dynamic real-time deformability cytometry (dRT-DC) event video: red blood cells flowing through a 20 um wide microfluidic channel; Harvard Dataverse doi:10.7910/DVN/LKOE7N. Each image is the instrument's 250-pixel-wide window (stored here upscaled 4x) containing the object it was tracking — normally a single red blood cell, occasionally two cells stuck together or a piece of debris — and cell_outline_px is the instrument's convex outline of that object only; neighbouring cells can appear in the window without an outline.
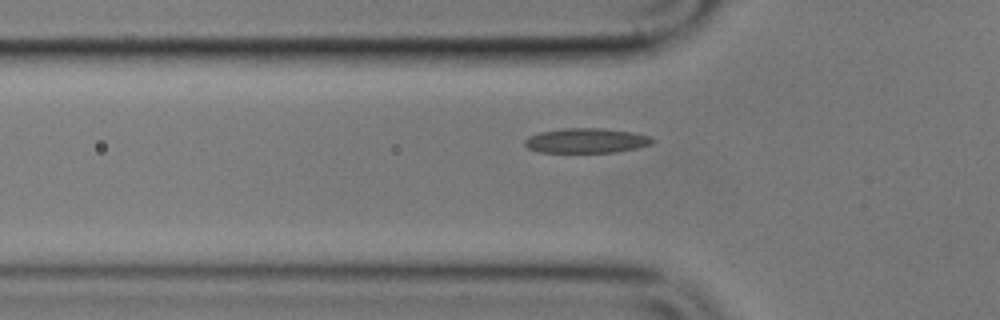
{"species": "common noctule bat (a hibernating species)", "species_latin": "Nyctalus noctula", "temperature_condition": "cold", "stored_images_in_passage": 44, "camera_frame_rate_fps": 3000, "um_per_image_px": 0.085, "animal": {"sex": "male", "body_mass_g": 17.9}, "frame": {"image": 1, "passage_image": 8, "time_ms": 2.333, "image_size_px": [1000, 320], "cell_outline_px": [[656, 140], [652, 144], [636, 148], [616, 152], [536, 152], [528, 148], [524, 144], [524, 140], [528, 136], [540, 132], [564, 128], [600, 128], [632, 132], [648, 136]], "centroid_in_image_um": [49.81, 11.95], "position_along_channel_um": 76.0, "area_um2": 18.44}}
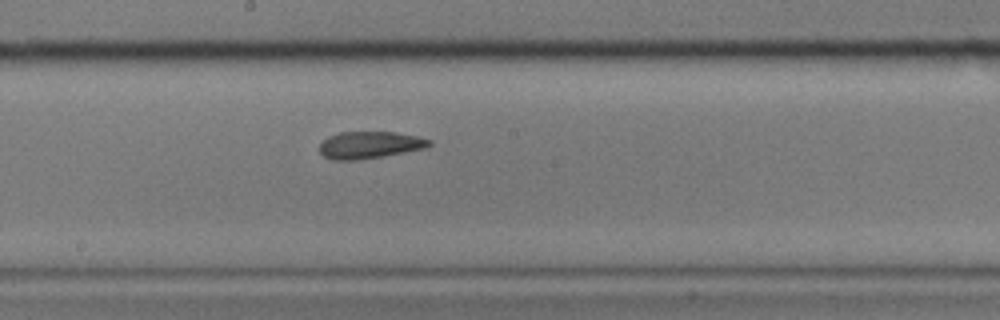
{"frame": {"image": 2, "passage_image": 20, "time_ms": 6.333, "image_size_px": [1000, 320], "cell_outline_px": [[432, 144], [428, 148], [384, 156], [360, 160], [332, 160], [324, 156], [320, 152], [320, 144], [328, 136], [340, 132], [392, 132], [416, 136], [432, 140]], "centroid_in_image_um": [31.44, 12.33], "position_along_channel_um": 216.8, "area_um2": 17.4}}
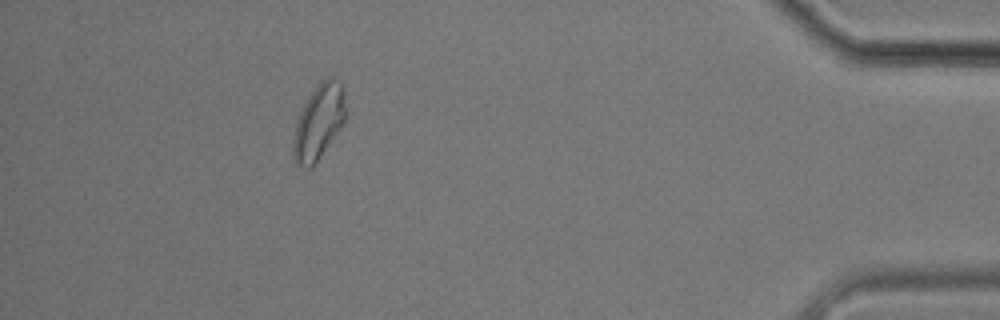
{"frame": {"image": 3, "passage_image": 41, "time_ms": 13.333, "image_size_px": [1000, 320], "cell_outline_px": [[344, 120], [340, 128], [316, 164], [312, 168], [304, 168], [296, 164], [292, 156], [292, 144], [296, 124], [300, 112], [308, 96], [316, 84], [320, 80], [328, 76], [332, 76], [340, 80], [344, 92]], "centroid_in_image_um": [27.07, 10.36], "position_along_channel_um": 408.1, "area_um2": 23.06}, "authors_computed_cell_mechanics": {"area_um2": 18.207, "velocity_mm_per_s": 3.5061, "shape_relaxation_time_tau1_ms": null, "shape_relaxation_time_tau2_ms": 3.3668, "deformation_change_tau1": null, "deformation_change_tau2": 0.0789}}